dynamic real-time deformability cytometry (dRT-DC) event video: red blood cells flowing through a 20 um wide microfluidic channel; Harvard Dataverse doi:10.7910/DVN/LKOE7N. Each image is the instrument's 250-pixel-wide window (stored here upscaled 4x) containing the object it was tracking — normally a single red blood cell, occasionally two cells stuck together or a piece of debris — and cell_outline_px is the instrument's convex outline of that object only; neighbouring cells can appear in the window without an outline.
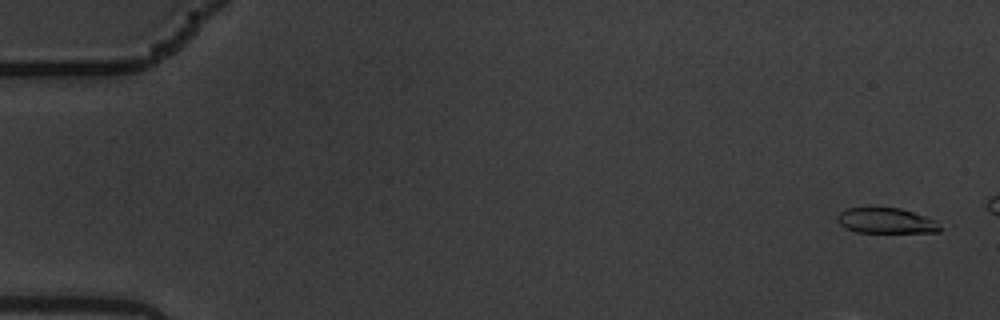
{"species": "common noctule bat (a hibernating species)", "species_latin": "Nyctalus noctula", "temperature_condition": "warm", "stored_images_in_passage": 6, "camera_frame_rate_fps": 3000, "um_per_image_px": 0.085, "animal": {"sex": "male", "body_mass_g": 19.5, "forearm_length_mm": 54.6}, "frame": {"image": 1, "passage_image": 1, "time_ms": 0.0, "image_size_px": [1000, 320], "cell_outline_px": [[944, 228], [940, 232], [856, 232], [844, 228], [836, 220], [836, 216], [840, 212], [848, 208], [872, 204], [900, 208], [936, 220]], "centroid_in_image_um": [75.28, 18.71], "position_along_channel_um": 9.7, "area_um2": 16.01}}